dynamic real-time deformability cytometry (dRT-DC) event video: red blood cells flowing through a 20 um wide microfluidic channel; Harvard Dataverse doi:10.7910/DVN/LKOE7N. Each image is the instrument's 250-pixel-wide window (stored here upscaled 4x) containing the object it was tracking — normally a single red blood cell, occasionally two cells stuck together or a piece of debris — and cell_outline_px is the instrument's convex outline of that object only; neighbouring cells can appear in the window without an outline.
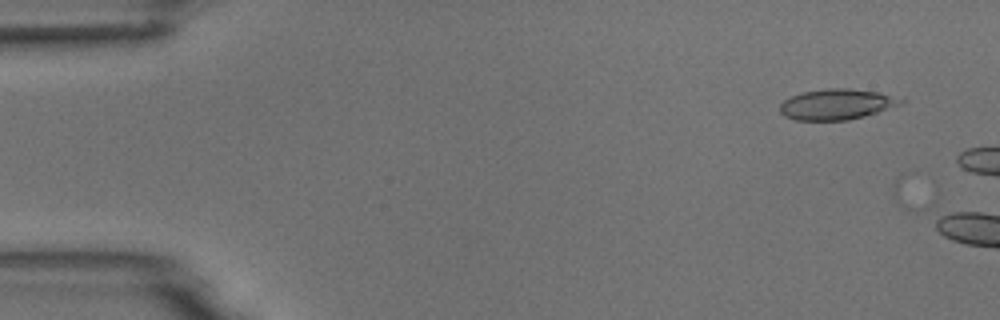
{"species": "common noctule bat (a hibernating species)", "species_latin": "Nyctalus noctula", "temperature_condition": "room temperature", "stored_images_in_passage": 2, "camera_frame_rate_fps": 3000, "um_per_image_px": 0.085, "animal": {"sex": "male", "body_mass_g": 18.8}, "frame": {"image": 1, "passage_image": 1, "time_ms": 0.0, "image_size_px": [1000, 320], "cell_outline_px": [[904, 104], [848, 120], [796, 120], [784, 116], [780, 112], [780, 104], [784, 100], [792, 96], [804, 92], [824, 88], [848, 88], [880, 92], [904, 96]], "centroid_in_image_um": [71.19, 8.85], "position_along_channel_um": 13.8, "area_um2": 21.79}}